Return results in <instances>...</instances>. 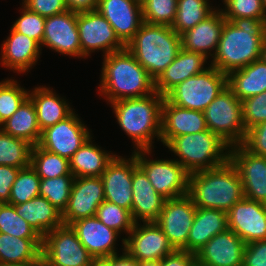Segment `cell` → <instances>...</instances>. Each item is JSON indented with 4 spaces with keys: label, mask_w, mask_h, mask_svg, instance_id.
<instances>
[{
    "label": "cell",
    "mask_w": 266,
    "mask_h": 266,
    "mask_svg": "<svg viewBox=\"0 0 266 266\" xmlns=\"http://www.w3.org/2000/svg\"><path fill=\"white\" fill-rule=\"evenodd\" d=\"M266 21L237 18L225 21L210 65L228 74L261 59Z\"/></svg>",
    "instance_id": "6da1fadb"
},
{
    "label": "cell",
    "mask_w": 266,
    "mask_h": 266,
    "mask_svg": "<svg viewBox=\"0 0 266 266\" xmlns=\"http://www.w3.org/2000/svg\"><path fill=\"white\" fill-rule=\"evenodd\" d=\"M196 206L188 196L166 199L159 218L155 221L174 250H185L193 225Z\"/></svg>",
    "instance_id": "4fadbf2b"
},
{
    "label": "cell",
    "mask_w": 266,
    "mask_h": 266,
    "mask_svg": "<svg viewBox=\"0 0 266 266\" xmlns=\"http://www.w3.org/2000/svg\"><path fill=\"white\" fill-rule=\"evenodd\" d=\"M95 216L107 227L120 234L124 232L128 235L135 224L129 210L106 200L97 208Z\"/></svg>",
    "instance_id": "60d3db41"
},
{
    "label": "cell",
    "mask_w": 266,
    "mask_h": 266,
    "mask_svg": "<svg viewBox=\"0 0 266 266\" xmlns=\"http://www.w3.org/2000/svg\"><path fill=\"white\" fill-rule=\"evenodd\" d=\"M261 59L266 63V31L264 35L263 44H262Z\"/></svg>",
    "instance_id": "680465c9"
},
{
    "label": "cell",
    "mask_w": 266,
    "mask_h": 266,
    "mask_svg": "<svg viewBox=\"0 0 266 266\" xmlns=\"http://www.w3.org/2000/svg\"><path fill=\"white\" fill-rule=\"evenodd\" d=\"M134 1H136L142 5L146 0H134Z\"/></svg>",
    "instance_id": "94428289"
},
{
    "label": "cell",
    "mask_w": 266,
    "mask_h": 266,
    "mask_svg": "<svg viewBox=\"0 0 266 266\" xmlns=\"http://www.w3.org/2000/svg\"><path fill=\"white\" fill-rule=\"evenodd\" d=\"M20 17L13 23L12 29L36 40L40 45L44 36L46 18L38 13L28 10L22 5Z\"/></svg>",
    "instance_id": "f6af8a7d"
},
{
    "label": "cell",
    "mask_w": 266,
    "mask_h": 266,
    "mask_svg": "<svg viewBox=\"0 0 266 266\" xmlns=\"http://www.w3.org/2000/svg\"><path fill=\"white\" fill-rule=\"evenodd\" d=\"M0 233L19 238H42L9 203H0Z\"/></svg>",
    "instance_id": "b9f144b4"
},
{
    "label": "cell",
    "mask_w": 266,
    "mask_h": 266,
    "mask_svg": "<svg viewBox=\"0 0 266 266\" xmlns=\"http://www.w3.org/2000/svg\"><path fill=\"white\" fill-rule=\"evenodd\" d=\"M138 266H161V260L138 262Z\"/></svg>",
    "instance_id": "6f0895ef"
},
{
    "label": "cell",
    "mask_w": 266,
    "mask_h": 266,
    "mask_svg": "<svg viewBox=\"0 0 266 266\" xmlns=\"http://www.w3.org/2000/svg\"><path fill=\"white\" fill-rule=\"evenodd\" d=\"M104 200L101 177L74 178L67 206L62 212L63 223L71 225L79 219L95 216Z\"/></svg>",
    "instance_id": "2e32d148"
},
{
    "label": "cell",
    "mask_w": 266,
    "mask_h": 266,
    "mask_svg": "<svg viewBox=\"0 0 266 266\" xmlns=\"http://www.w3.org/2000/svg\"><path fill=\"white\" fill-rule=\"evenodd\" d=\"M227 87L240 100L266 91V63L262 59L227 74Z\"/></svg>",
    "instance_id": "4dcf8cb0"
},
{
    "label": "cell",
    "mask_w": 266,
    "mask_h": 266,
    "mask_svg": "<svg viewBox=\"0 0 266 266\" xmlns=\"http://www.w3.org/2000/svg\"><path fill=\"white\" fill-rule=\"evenodd\" d=\"M97 10L111 24L125 45L143 23L142 5L134 0H99Z\"/></svg>",
    "instance_id": "44dd1931"
},
{
    "label": "cell",
    "mask_w": 266,
    "mask_h": 266,
    "mask_svg": "<svg viewBox=\"0 0 266 266\" xmlns=\"http://www.w3.org/2000/svg\"><path fill=\"white\" fill-rule=\"evenodd\" d=\"M228 230L227 212L218 209L196 207L190 228L186 251L196 253L216 234Z\"/></svg>",
    "instance_id": "83f0119b"
},
{
    "label": "cell",
    "mask_w": 266,
    "mask_h": 266,
    "mask_svg": "<svg viewBox=\"0 0 266 266\" xmlns=\"http://www.w3.org/2000/svg\"><path fill=\"white\" fill-rule=\"evenodd\" d=\"M41 250L42 238H19L0 233V266L37 260Z\"/></svg>",
    "instance_id": "836d02e7"
},
{
    "label": "cell",
    "mask_w": 266,
    "mask_h": 266,
    "mask_svg": "<svg viewBox=\"0 0 266 266\" xmlns=\"http://www.w3.org/2000/svg\"><path fill=\"white\" fill-rule=\"evenodd\" d=\"M262 5H263L264 10H265V12H266V0H262Z\"/></svg>",
    "instance_id": "91938a15"
},
{
    "label": "cell",
    "mask_w": 266,
    "mask_h": 266,
    "mask_svg": "<svg viewBox=\"0 0 266 266\" xmlns=\"http://www.w3.org/2000/svg\"><path fill=\"white\" fill-rule=\"evenodd\" d=\"M13 206L17 214L27 221L42 238L48 232L64 224L62 212L42 196Z\"/></svg>",
    "instance_id": "f546056e"
},
{
    "label": "cell",
    "mask_w": 266,
    "mask_h": 266,
    "mask_svg": "<svg viewBox=\"0 0 266 266\" xmlns=\"http://www.w3.org/2000/svg\"><path fill=\"white\" fill-rule=\"evenodd\" d=\"M122 254L113 255V266H138V261L125 251V238H122Z\"/></svg>",
    "instance_id": "db71d44e"
},
{
    "label": "cell",
    "mask_w": 266,
    "mask_h": 266,
    "mask_svg": "<svg viewBox=\"0 0 266 266\" xmlns=\"http://www.w3.org/2000/svg\"><path fill=\"white\" fill-rule=\"evenodd\" d=\"M31 166L40 178H55L63 175H73L69 159L48 152L38 145L31 152Z\"/></svg>",
    "instance_id": "8d00e7d4"
},
{
    "label": "cell",
    "mask_w": 266,
    "mask_h": 266,
    "mask_svg": "<svg viewBox=\"0 0 266 266\" xmlns=\"http://www.w3.org/2000/svg\"><path fill=\"white\" fill-rule=\"evenodd\" d=\"M74 178V175L40 178L39 196L46 198L53 206L63 212L70 197Z\"/></svg>",
    "instance_id": "74e56055"
},
{
    "label": "cell",
    "mask_w": 266,
    "mask_h": 266,
    "mask_svg": "<svg viewBox=\"0 0 266 266\" xmlns=\"http://www.w3.org/2000/svg\"><path fill=\"white\" fill-rule=\"evenodd\" d=\"M203 113L207 129L230 147L243 143L246 129L242 120V101L227 86Z\"/></svg>",
    "instance_id": "ba28073f"
},
{
    "label": "cell",
    "mask_w": 266,
    "mask_h": 266,
    "mask_svg": "<svg viewBox=\"0 0 266 266\" xmlns=\"http://www.w3.org/2000/svg\"><path fill=\"white\" fill-rule=\"evenodd\" d=\"M195 266H206V265H202V264H195Z\"/></svg>",
    "instance_id": "6125c7cd"
},
{
    "label": "cell",
    "mask_w": 266,
    "mask_h": 266,
    "mask_svg": "<svg viewBox=\"0 0 266 266\" xmlns=\"http://www.w3.org/2000/svg\"><path fill=\"white\" fill-rule=\"evenodd\" d=\"M242 145L249 152L266 157V121L247 130Z\"/></svg>",
    "instance_id": "7dc6e473"
},
{
    "label": "cell",
    "mask_w": 266,
    "mask_h": 266,
    "mask_svg": "<svg viewBox=\"0 0 266 266\" xmlns=\"http://www.w3.org/2000/svg\"><path fill=\"white\" fill-rule=\"evenodd\" d=\"M128 235L125 251L138 262L159 261L174 251L156 222L135 223Z\"/></svg>",
    "instance_id": "9a60e30c"
},
{
    "label": "cell",
    "mask_w": 266,
    "mask_h": 266,
    "mask_svg": "<svg viewBox=\"0 0 266 266\" xmlns=\"http://www.w3.org/2000/svg\"><path fill=\"white\" fill-rule=\"evenodd\" d=\"M132 190L131 215L134 222H155L159 218L166 199L156 192L139 166L133 170Z\"/></svg>",
    "instance_id": "cb8c5ba5"
},
{
    "label": "cell",
    "mask_w": 266,
    "mask_h": 266,
    "mask_svg": "<svg viewBox=\"0 0 266 266\" xmlns=\"http://www.w3.org/2000/svg\"><path fill=\"white\" fill-rule=\"evenodd\" d=\"M77 28L81 58H88L91 53L99 50L105 56L126 48L111 24L98 10L77 13Z\"/></svg>",
    "instance_id": "8fae6325"
},
{
    "label": "cell",
    "mask_w": 266,
    "mask_h": 266,
    "mask_svg": "<svg viewBox=\"0 0 266 266\" xmlns=\"http://www.w3.org/2000/svg\"><path fill=\"white\" fill-rule=\"evenodd\" d=\"M27 91L15 79L0 82V128L2 123L17 111L21 103L28 97Z\"/></svg>",
    "instance_id": "ab89813d"
},
{
    "label": "cell",
    "mask_w": 266,
    "mask_h": 266,
    "mask_svg": "<svg viewBox=\"0 0 266 266\" xmlns=\"http://www.w3.org/2000/svg\"><path fill=\"white\" fill-rule=\"evenodd\" d=\"M246 243L232 230L216 234L196 254V264L242 266Z\"/></svg>",
    "instance_id": "ffe728a7"
},
{
    "label": "cell",
    "mask_w": 266,
    "mask_h": 266,
    "mask_svg": "<svg viewBox=\"0 0 266 266\" xmlns=\"http://www.w3.org/2000/svg\"><path fill=\"white\" fill-rule=\"evenodd\" d=\"M229 160L240 174L244 198L266 204V157L239 144L230 147Z\"/></svg>",
    "instance_id": "5bb4252c"
},
{
    "label": "cell",
    "mask_w": 266,
    "mask_h": 266,
    "mask_svg": "<svg viewBox=\"0 0 266 266\" xmlns=\"http://www.w3.org/2000/svg\"><path fill=\"white\" fill-rule=\"evenodd\" d=\"M40 177L30 165L19 170L11 191L9 204L20 205L39 196Z\"/></svg>",
    "instance_id": "f35d334b"
},
{
    "label": "cell",
    "mask_w": 266,
    "mask_h": 266,
    "mask_svg": "<svg viewBox=\"0 0 266 266\" xmlns=\"http://www.w3.org/2000/svg\"><path fill=\"white\" fill-rule=\"evenodd\" d=\"M71 57L81 58L80 37L77 28V13L65 11L46 17L41 47Z\"/></svg>",
    "instance_id": "e0dca14e"
},
{
    "label": "cell",
    "mask_w": 266,
    "mask_h": 266,
    "mask_svg": "<svg viewBox=\"0 0 266 266\" xmlns=\"http://www.w3.org/2000/svg\"><path fill=\"white\" fill-rule=\"evenodd\" d=\"M196 74L172 88L165 98L172 104L190 110L204 111L227 86V74L207 64Z\"/></svg>",
    "instance_id": "52a82bcc"
},
{
    "label": "cell",
    "mask_w": 266,
    "mask_h": 266,
    "mask_svg": "<svg viewBox=\"0 0 266 266\" xmlns=\"http://www.w3.org/2000/svg\"><path fill=\"white\" fill-rule=\"evenodd\" d=\"M177 11V0H146L142 4L143 22L172 26Z\"/></svg>",
    "instance_id": "7bdbcfd3"
},
{
    "label": "cell",
    "mask_w": 266,
    "mask_h": 266,
    "mask_svg": "<svg viewBox=\"0 0 266 266\" xmlns=\"http://www.w3.org/2000/svg\"><path fill=\"white\" fill-rule=\"evenodd\" d=\"M20 168L0 165V203H9L11 187Z\"/></svg>",
    "instance_id": "f907efd6"
},
{
    "label": "cell",
    "mask_w": 266,
    "mask_h": 266,
    "mask_svg": "<svg viewBox=\"0 0 266 266\" xmlns=\"http://www.w3.org/2000/svg\"><path fill=\"white\" fill-rule=\"evenodd\" d=\"M220 9L226 21L237 18H252L266 21L262 0H223Z\"/></svg>",
    "instance_id": "ee69618b"
},
{
    "label": "cell",
    "mask_w": 266,
    "mask_h": 266,
    "mask_svg": "<svg viewBox=\"0 0 266 266\" xmlns=\"http://www.w3.org/2000/svg\"><path fill=\"white\" fill-rule=\"evenodd\" d=\"M208 130L204 113L181 108L166 98L162 104L160 142L165 146L172 138Z\"/></svg>",
    "instance_id": "603a6c76"
},
{
    "label": "cell",
    "mask_w": 266,
    "mask_h": 266,
    "mask_svg": "<svg viewBox=\"0 0 266 266\" xmlns=\"http://www.w3.org/2000/svg\"><path fill=\"white\" fill-rule=\"evenodd\" d=\"M136 156L132 153L126 159L116 155L107 165L100 176L104 185L105 200L123 207L131 212L132 209V175L137 167Z\"/></svg>",
    "instance_id": "ac0fdd59"
},
{
    "label": "cell",
    "mask_w": 266,
    "mask_h": 266,
    "mask_svg": "<svg viewBox=\"0 0 266 266\" xmlns=\"http://www.w3.org/2000/svg\"><path fill=\"white\" fill-rule=\"evenodd\" d=\"M165 146L190 174L214 169L229 160L230 146L210 130L174 137Z\"/></svg>",
    "instance_id": "8992f818"
},
{
    "label": "cell",
    "mask_w": 266,
    "mask_h": 266,
    "mask_svg": "<svg viewBox=\"0 0 266 266\" xmlns=\"http://www.w3.org/2000/svg\"><path fill=\"white\" fill-rule=\"evenodd\" d=\"M102 64L98 92L107 103L155 92L154 80L127 48L105 55Z\"/></svg>",
    "instance_id": "7a4b0ae2"
},
{
    "label": "cell",
    "mask_w": 266,
    "mask_h": 266,
    "mask_svg": "<svg viewBox=\"0 0 266 266\" xmlns=\"http://www.w3.org/2000/svg\"><path fill=\"white\" fill-rule=\"evenodd\" d=\"M28 10L49 17L68 10L65 0H22Z\"/></svg>",
    "instance_id": "c3c4849f"
},
{
    "label": "cell",
    "mask_w": 266,
    "mask_h": 266,
    "mask_svg": "<svg viewBox=\"0 0 266 266\" xmlns=\"http://www.w3.org/2000/svg\"><path fill=\"white\" fill-rule=\"evenodd\" d=\"M165 96L157 91L149 96L122 99L111 104L117 123L132 139L134 151L152 150L155 138L160 141L162 104Z\"/></svg>",
    "instance_id": "3957f363"
},
{
    "label": "cell",
    "mask_w": 266,
    "mask_h": 266,
    "mask_svg": "<svg viewBox=\"0 0 266 266\" xmlns=\"http://www.w3.org/2000/svg\"><path fill=\"white\" fill-rule=\"evenodd\" d=\"M41 255L47 266H90L93 257L71 225H61L42 238Z\"/></svg>",
    "instance_id": "30bf717a"
},
{
    "label": "cell",
    "mask_w": 266,
    "mask_h": 266,
    "mask_svg": "<svg viewBox=\"0 0 266 266\" xmlns=\"http://www.w3.org/2000/svg\"><path fill=\"white\" fill-rule=\"evenodd\" d=\"M28 97L32 100L40 130L55 125L68 117L74 108H71L66 99L59 96L50 87L38 86L29 90Z\"/></svg>",
    "instance_id": "f1b7e54d"
},
{
    "label": "cell",
    "mask_w": 266,
    "mask_h": 266,
    "mask_svg": "<svg viewBox=\"0 0 266 266\" xmlns=\"http://www.w3.org/2000/svg\"><path fill=\"white\" fill-rule=\"evenodd\" d=\"M187 195L196 207L228 212L244 198V190L238 170L228 160L214 169L191 173Z\"/></svg>",
    "instance_id": "277c9868"
},
{
    "label": "cell",
    "mask_w": 266,
    "mask_h": 266,
    "mask_svg": "<svg viewBox=\"0 0 266 266\" xmlns=\"http://www.w3.org/2000/svg\"><path fill=\"white\" fill-rule=\"evenodd\" d=\"M209 60L201 53L181 49L174 61L154 81V89L165 96L172 88L184 80L204 72Z\"/></svg>",
    "instance_id": "4316f807"
},
{
    "label": "cell",
    "mask_w": 266,
    "mask_h": 266,
    "mask_svg": "<svg viewBox=\"0 0 266 266\" xmlns=\"http://www.w3.org/2000/svg\"><path fill=\"white\" fill-rule=\"evenodd\" d=\"M1 129L6 134L23 139L33 146L38 144L41 130L35 106L29 97L21 103L10 118L2 123Z\"/></svg>",
    "instance_id": "d6a6232c"
},
{
    "label": "cell",
    "mask_w": 266,
    "mask_h": 266,
    "mask_svg": "<svg viewBox=\"0 0 266 266\" xmlns=\"http://www.w3.org/2000/svg\"><path fill=\"white\" fill-rule=\"evenodd\" d=\"M209 2V0H177L176 18L171 28L179 35L192 29L216 9L210 6Z\"/></svg>",
    "instance_id": "e575fe53"
},
{
    "label": "cell",
    "mask_w": 266,
    "mask_h": 266,
    "mask_svg": "<svg viewBox=\"0 0 266 266\" xmlns=\"http://www.w3.org/2000/svg\"><path fill=\"white\" fill-rule=\"evenodd\" d=\"M92 131L73 111L60 122L41 131L38 146L44 150L70 159L74 153L92 136Z\"/></svg>",
    "instance_id": "7c38bea8"
},
{
    "label": "cell",
    "mask_w": 266,
    "mask_h": 266,
    "mask_svg": "<svg viewBox=\"0 0 266 266\" xmlns=\"http://www.w3.org/2000/svg\"><path fill=\"white\" fill-rule=\"evenodd\" d=\"M32 148L29 142L6 134L0 128V165L20 169L30 166Z\"/></svg>",
    "instance_id": "d590c367"
},
{
    "label": "cell",
    "mask_w": 266,
    "mask_h": 266,
    "mask_svg": "<svg viewBox=\"0 0 266 266\" xmlns=\"http://www.w3.org/2000/svg\"><path fill=\"white\" fill-rule=\"evenodd\" d=\"M71 227L93 258L118 254L115 244L120 233L107 227L96 216L79 219L73 222Z\"/></svg>",
    "instance_id": "7402d4cb"
},
{
    "label": "cell",
    "mask_w": 266,
    "mask_h": 266,
    "mask_svg": "<svg viewBox=\"0 0 266 266\" xmlns=\"http://www.w3.org/2000/svg\"><path fill=\"white\" fill-rule=\"evenodd\" d=\"M2 266H44V260L41 255L37 260H33L27 263L15 264V265H2Z\"/></svg>",
    "instance_id": "9f6ffc18"
},
{
    "label": "cell",
    "mask_w": 266,
    "mask_h": 266,
    "mask_svg": "<svg viewBox=\"0 0 266 266\" xmlns=\"http://www.w3.org/2000/svg\"><path fill=\"white\" fill-rule=\"evenodd\" d=\"M228 229L246 244L266 240V204L243 198L227 212Z\"/></svg>",
    "instance_id": "d6986e66"
},
{
    "label": "cell",
    "mask_w": 266,
    "mask_h": 266,
    "mask_svg": "<svg viewBox=\"0 0 266 266\" xmlns=\"http://www.w3.org/2000/svg\"><path fill=\"white\" fill-rule=\"evenodd\" d=\"M92 139L91 136L69 159L70 170L75 178L100 177L116 156L96 146Z\"/></svg>",
    "instance_id": "1f68e13d"
},
{
    "label": "cell",
    "mask_w": 266,
    "mask_h": 266,
    "mask_svg": "<svg viewBox=\"0 0 266 266\" xmlns=\"http://www.w3.org/2000/svg\"><path fill=\"white\" fill-rule=\"evenodd\" d=\"M137 165L145 172L156 192L165 199H173L188 194L190 173L175 159H147L152 150H137Z\"/></svg>",
    "instance_id": "9c48e42d"
},
{
    "label": "cell",
    "mask_w": 266,
    "mask_h": 266,
    "mask_svg": "<svg viewBox=\"0 0 266 266\" xmlns=\"http://www.w3.org/2000/svg\"><path fill=\"white\" fill-rule=\"evenodd\" d=\"M225 21L222 12L216 7L208 17L180 35L182 49L201 53L207 58L213 57Z\"/></svg>",
    "instance_id": "484cf974"
},
{
    "label": "cell",
    "mask_w": 266,
    "mask_h": 266,
    "mask_svg": "<svg viewBox=\"0 0 266 266\" xmlns=\"http://www.w3.org/2000/svg\"><path fill=\"white\" fill-rule=\"evenodd\" d=\"M90 266H113V255L110 257L93 258Z\"/></svg>",
    "instance_id": "11a10c76"
},
{
    "label": "cell",
    "mask_w": 266,
    "mask_h": 266,
    "mask_svg": "<svg viewBox=\"0 0 266 266\" xmlns=\"http://www.w3.org/2000/svg\"><path fill=\"white\" fill-rule=\"evenodd\" d=\"M196 254L185 250H174L161 260V266H195Z\"/></svg>",
    "instance_id": "816d5d0a"
},
{
    "label": "cell",
    "mask_w": 266,
    "mask_h": 266,
    "mask_svg": "<svg viewBox=\"0 0 266 266\" xmlns=\"http://www.w3.org/2000/svg\"><path fill=\"white\" fill-rule=\"evenodd\" d=\"M242 120L246 131L266 121V91L242 101Z\"/></svg>",
    "instance_id": "bcb514c9"
},
{
    "label": "cell",
    "mask_w": 266,
    "mask_h": 266,
    "mask_svg": "<svg viewBox=\"0 0 266 266\" xmlns=\"http://www.w3.org/2000/svg\"><path fill=\"white\" fill-rule=\"evenodd\" d=\"M99 0H65L69 11L76 13L97 10Z\"/></svg>",
    "instance_id": "f5cc1de1"
},
{
    "label": "cell",
    "mask_w": 266,
    "mask_h": 266,
    "mask_svg": "<svg viewBox=\"0 0 266 266\" xmlns=\"http://www.w3.org/2000/svg\"><path fill=\"white\" fill-rule=\"evenodd\" d=\"M126 48L155 81L182 49L181 36L171 26L143 22Z\"/></svg>",
    "instance_id": "5b68a950"
},
{
    "label": "cell",
    "mask_w": 266,
    "mask_h": 266,
    "mask_svg": "<svg viewBox=\"0 0 266 266\" xmlns=\"http://www.w3.org/2000/svg\"><path fill=\"white\" fill-rule=\"evenodd\" d=\"M242 266H266V240L246 244Z\"/></svg>",
    "instance_id": "681fc988"
},
{
    "label": "cell",
    "mask_w": 266,
    "mask_h": 266,
    "mask_svg": "<svg viewBox=\"0 0 266 266\" xmlns=\"http://www.w3.org/2000/svg\"><path fill=\"white\" fill-rule=\"evenodd\" d=\"M1 65L14 73H25L36 65L41 54V45L34 39L14 31L1 44Z\"/></svg>",
    "instance_id": "d4e9b609"
}]
</instances>
